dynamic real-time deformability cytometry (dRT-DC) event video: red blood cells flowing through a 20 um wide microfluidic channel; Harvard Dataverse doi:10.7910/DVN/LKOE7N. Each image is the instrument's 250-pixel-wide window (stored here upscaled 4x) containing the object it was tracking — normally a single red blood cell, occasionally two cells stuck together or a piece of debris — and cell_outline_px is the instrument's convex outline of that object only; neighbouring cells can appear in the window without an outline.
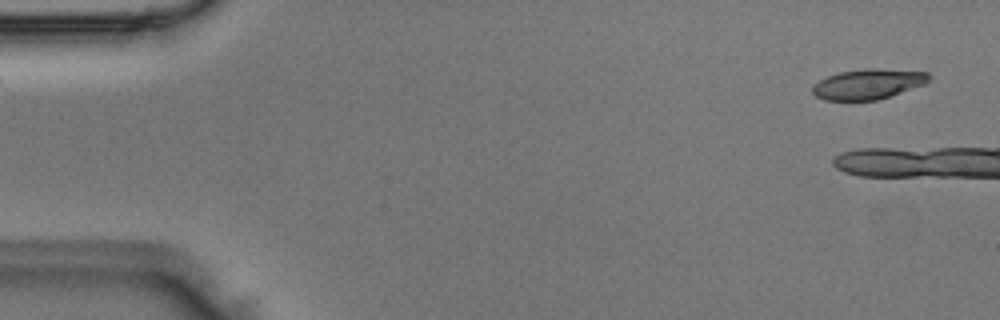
{"species": "Egyptian fruit bat (a non-hibernating species)", "species_latin": "Rousettus aegyptiacus", "temperature_condition": "room temperature", "stored_images_in_passage": 2, "camera_frame_rate_fps": 3000, "um_per_image_px": 0.085, "animal": {"sex": "male"}, "frame": {"image": 1, "passage_image": 2, "time_ms": 0.333, "image_size_px": [1000, 320], "cell_outline_px": [[928, 80], [924, 84], [876, 100], [824, 100], [816, 96], [812, 92], [812, 84], [828, 76], [840, 72], [864, 68], [876, 68], [928, 72]], "centroid_in_image_um": [73.73, 7.14], "position_along_channel_um": 11.3, "area_um2": 20.23}}